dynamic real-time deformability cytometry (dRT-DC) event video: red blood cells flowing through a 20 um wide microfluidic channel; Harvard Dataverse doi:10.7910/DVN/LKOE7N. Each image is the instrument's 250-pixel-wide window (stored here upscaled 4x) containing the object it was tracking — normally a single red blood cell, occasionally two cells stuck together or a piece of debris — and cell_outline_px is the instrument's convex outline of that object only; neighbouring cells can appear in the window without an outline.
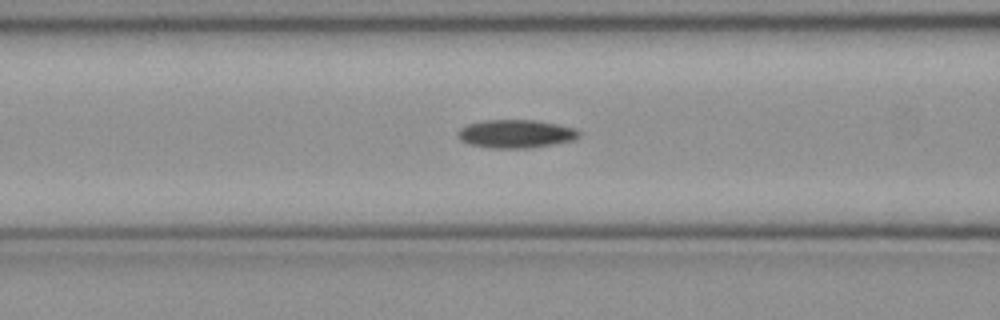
{"species": "common noctule bat (a hibernating species)", "species_latin": "Nyctalus noctula", "temperature_condition": "cold", "stored_images_in_passage": 48, "camera_frame_rate_fps": 3000, "um_per_image_px": 0.085, "animal": {"sex": "female", "body_mass_g": 21.9}, "frame": {"image": 1, "passage_image": 20, "time_ms": 6.333, "image_size_px": [1000, 320], "cell_outline_px": [[580, 136], [572, 140], [552, 144], [528, 148], [488, 148], [468, 144], [460, 140], [456, 136], [456, 132], [460, 128], [468, 124], [484, 120], [536, 120], [576, 128], [580, 132]], "centroid_in_image_um": [43.8, 11.37], "position_along_channel_um": 122.8, "area_um2": 20.06}}
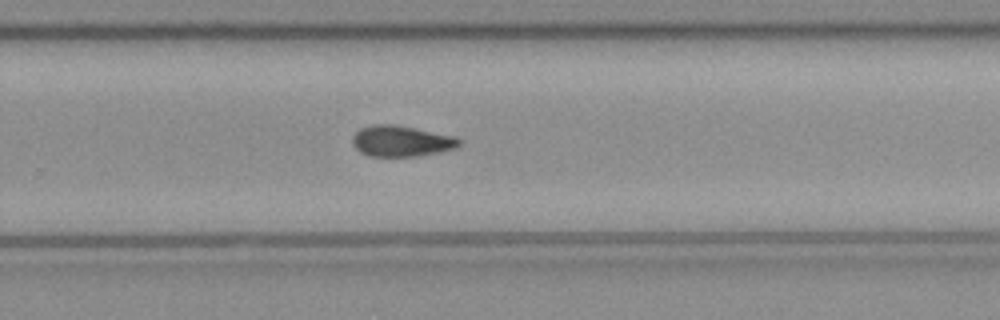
{"frame": {"image": 2, "passage_image": 33, "time_ms": 10.667, "image_size_px": [1000, 320], "cell_outline_px": [[460, 144], [456, 148], [416, 156], [368, 156], [360, 152], [352, 144], [352, 136], [360, 128], [372, 124], [392, 124], [456, 136], [460, 140]], "centroid_in_image_um": [34.07, 11.99], "position_along_channel_um": 295.7, "area_um2": 19.13}}
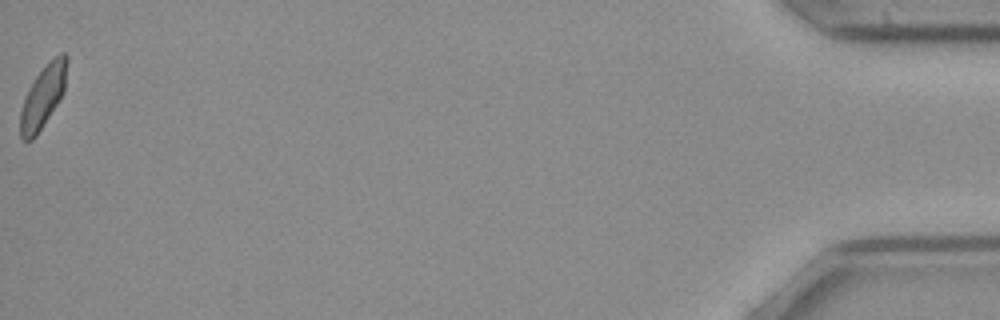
{"frame": {"image": 3, "passage_image": 48, "time_ms": 15.667, "image_size_px": [1000, 320], "cell_outline_px": [[68, 60], [64, 92], [36, 136], [32, 140], [24, 140], [20, 136], [20, 112], [28, 88], [36, 76], [60, 52], [64, 52], [68, 56]], "centroid_in_image_um": [3.66, 8.2], "position_along_channel_um": 431.5, "area_um2": 16.65}, "authors_computed_cell_mechanics": {"area_um2": 18.9584, "velocity_mm_per_s": 3.9904, "shape_relaxation_time_tau1_ms": 7.1964, "shape_relaxation_time_tau2_ms": null, "deformation_change_tau1": 0.1763, "deformation_change_tau2": null}}